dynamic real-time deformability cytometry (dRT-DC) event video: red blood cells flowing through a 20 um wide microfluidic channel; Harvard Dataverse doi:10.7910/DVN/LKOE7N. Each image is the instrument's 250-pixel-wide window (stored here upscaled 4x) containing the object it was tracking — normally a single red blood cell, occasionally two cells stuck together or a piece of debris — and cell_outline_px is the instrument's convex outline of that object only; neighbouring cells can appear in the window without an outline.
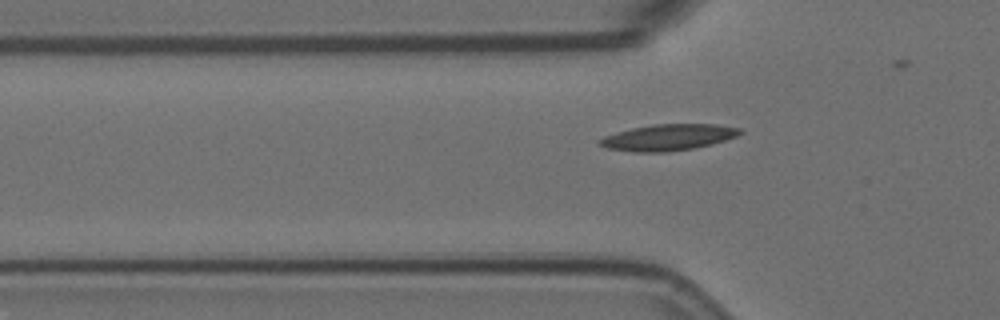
{"species": "Egyptian fruit bat (a non-hibernating species)", "species_latin": "Rousettus aegyptiacus", "temperature_condition": "room temperature", "stored_images_in_passage": 4, "camera_frame_rate_fps": 3000, "um_per_image_px": 0.085, "animal": {"sex": "female"}, "frame": {"image": 1, "passage_image": 4, "time_ms": 1.0, "image_size_px": [1000, 320], "cell_outline_px": [[744, 132], [736, 136], [712, 144], [692, 148], [668, 152], [636, 152], [608, 148], [596, 144], [596, 140], [604, 136], [616, 132], [632, 128], [652, 124], [716, 124], [740, 128]], "centroid_in_image_um": [56.76, 11.67], "position_along_channel_um": 69.0, "area_um2": 21.5}}